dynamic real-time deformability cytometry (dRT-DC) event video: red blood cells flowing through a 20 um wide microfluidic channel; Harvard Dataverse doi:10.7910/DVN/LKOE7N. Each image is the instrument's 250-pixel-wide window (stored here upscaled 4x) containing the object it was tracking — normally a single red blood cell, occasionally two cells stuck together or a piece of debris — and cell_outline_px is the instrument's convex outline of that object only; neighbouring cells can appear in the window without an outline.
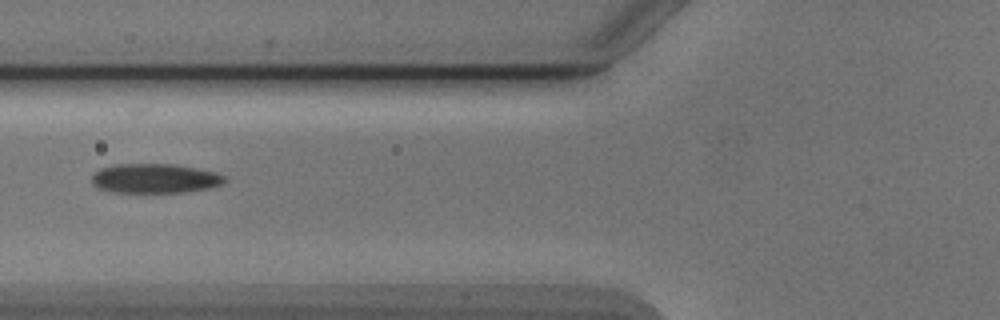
{"species": "Egyptian fruit bat (a non-hibernating species)", "species_latin": "Rousettus aegyptiacus", "temperature_condition": "cold", "stored_images_in_passage": 6, "camera_frame_rate_fps": 3000, "um_per_image_px": 0.085, "animal": {"sex": "male"}, "frame": {"image": 1, "passage_image": 5, "time_ms": 5.667, "image_size_px": [1000, 320], "cell_outline_px": [[224, 180], [220, 184], [208, 188], [184, 192], [112, 192], [96, 188], [92, 184], [92, 176], [100, 168], [116, 164], [172, 164], [196, 168], [216, 172], [224, 176]], "centroid_in_image_um": [13.11, 15.16], "position_along_channel_um": 112.7, "area_um2": 22.66}}
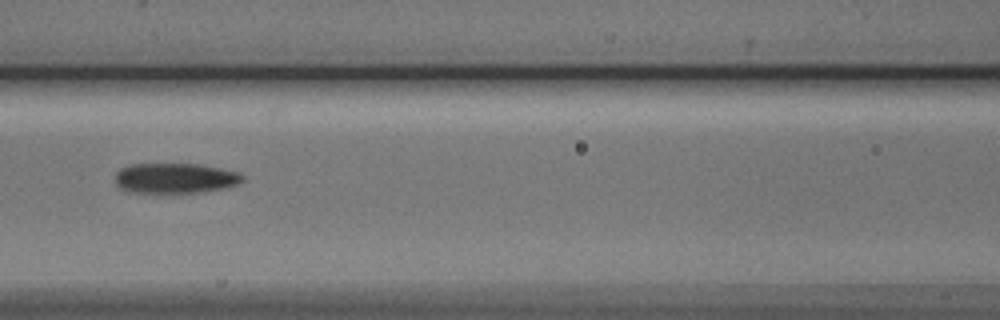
{"frame": {"image": 2, "passage_image": 6, "time_ms": 6.667, "image_size_px": [1000, 320], "cell_outline_px": [[244, 180], [240, 184], [224, 188], [204, 192], [128, 192], [120, 188], [116, 184], [116, 172], [120, 168], [132, 164], [200, 164], [240, 172], [244, 176]], "centroid_in_image_um": [14.93, 15.14], "position_along_channel_um": 151.7, "area_um2": 22.54}}